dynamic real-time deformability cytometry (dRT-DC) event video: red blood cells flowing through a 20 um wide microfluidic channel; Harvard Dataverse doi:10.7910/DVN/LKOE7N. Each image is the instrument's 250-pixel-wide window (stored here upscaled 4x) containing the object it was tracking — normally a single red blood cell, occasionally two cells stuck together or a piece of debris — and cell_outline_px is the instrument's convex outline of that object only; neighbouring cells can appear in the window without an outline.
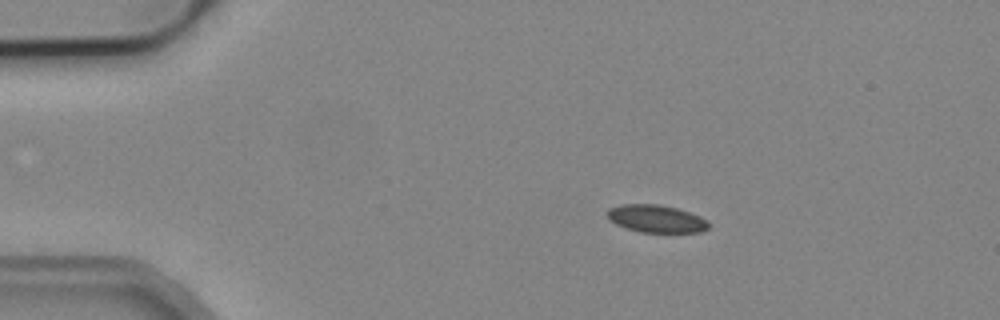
{"species": "common noctule bat (a hibernating species)", "species_latin": "Nyctalus noctula", "temperature_condition": "cold", "stored_images_in_passage": 5, "camera_frame_rate_fps": 3000, "um_per_image_px": 0.085, "animal": {"sex": "male", "body_mass_g": 19.2, "forearm_length_mm": 51.8}, "frame": {"image": 1, "passage_image": 2, "time_ms": 1.0, "image_size_px": [1000, 320], "cell_outline_px": [[708, 228], [700, 232], [640, 232], [616, 224], [608, 220], [608, 208], [620, 204], [660, 204], [676, 208], [700, 216], [708, 220]], "centroid_in_image_um": [55.76, 18.58], "position_along_channel_um": 29.2, "area_um2": 16.24}}
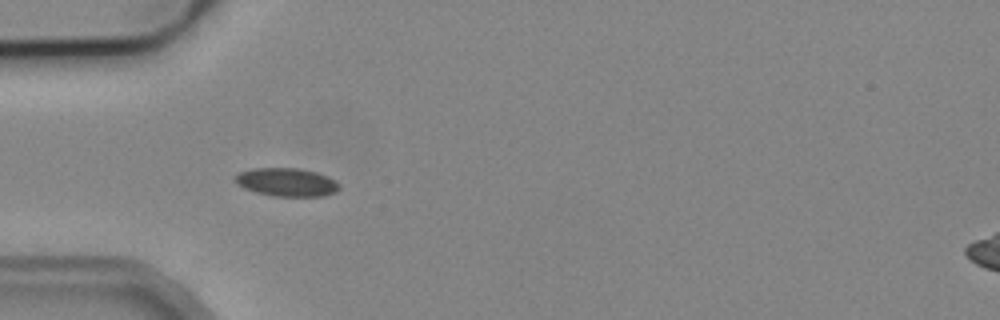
{"frame": {"image": 2, "passage_image": 4, "time_ms": 3.333, "image_size_px": [1000, 320], "cell_outline_px": [[340, 188], [336, 192], [324, 196], [272, 196], [256, 192], [244, 188], [236, 184], [236, 176], [240, 172], [252, 168], [296, 168], [316, 172], [328, 176], [336, 180], [340, 184]], "centroid_in_image_um": [24.4, 15.49], "position_along_channel_um": 60.6, "area_um2": 17.22}}